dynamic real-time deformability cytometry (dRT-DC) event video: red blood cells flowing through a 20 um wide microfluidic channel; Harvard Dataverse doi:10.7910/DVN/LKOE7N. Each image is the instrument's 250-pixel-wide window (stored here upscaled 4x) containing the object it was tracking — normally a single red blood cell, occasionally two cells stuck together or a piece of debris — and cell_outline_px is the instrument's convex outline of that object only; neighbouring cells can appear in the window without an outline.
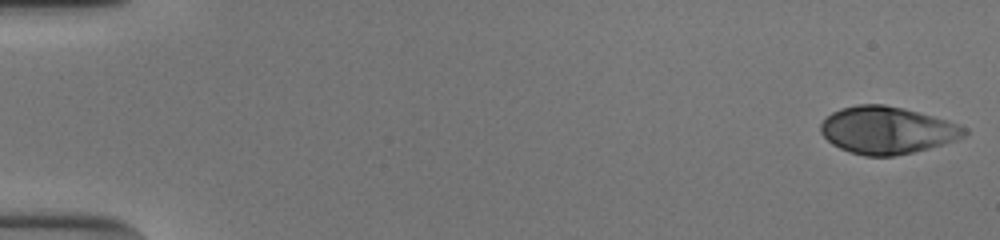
{"species": "human", "species_latin": "Homo sapiens", "temperature_condition": "cold", "stored_images_in_passage": 53, "camera_frame_rate_fps": 3000, "um_per_image_px": 0.085, "donor": {"sex": "male"}, "frame": {"image": 1, "passage_image": 1, "time_ms": 0.0, "image_size_px": [1000, 240], "cell_outline_px": [[968, 132], [964, 136], [944, 144], [912, 152], [892, 156], [864, 156], [848, 152], [832, 144], [820, 132], [820, 124], [832, 112], [840, 108], [856, 104], [884, 104], [904, 108], [932, 116], [968, 128]], "centroid_in_image_um": [75.37, 11.06], "position_along_channel_um": 9.6, "area_um2": 39.42}}
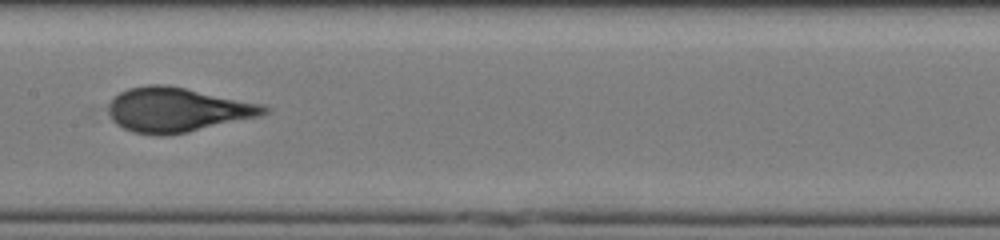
{"frame": {"image": 2, "passage_image": 28, "time_ms": 9.0, "image_size_px": [1000, 240], "cell_outline_px": [[272, 108], [268, 112], [260, 116], [188, 132], [164, 136], [156, 136], [132, 132], [116, 124], [112, 120], [108, 112], [108, 104], [120, 92], [128, 88], [148, 84], [164, 84], [264, 104]], "centroid_in_image_um": [15.06, 9.34], "position_along_channel_um": 192.3, "area_um2": 40.4}}
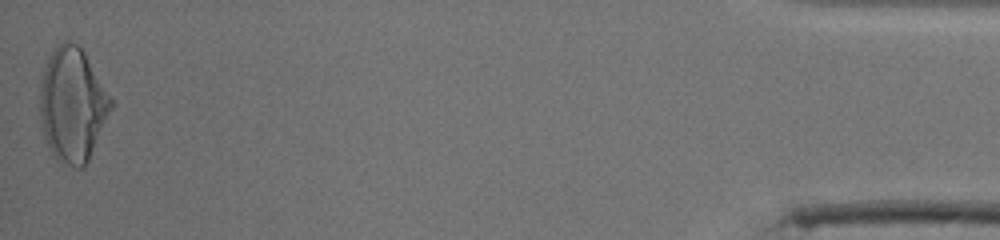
{"frame": {"image": 3, "passage_image": 53, "time_ms": 17.333, "image_size_px": [1000, 240], "cell_outline_px": [[116, 104], [88, 160], [80, 168], [76, 168], [56, 160], [44, 136], [40, 120], [40, 88], [44, 68], [48, 56], [60, 40], [68, 40], [76, 44], [84, 52]], "centroid_in_image_um": [6.18, 8.89], "position_along_channel_um": 429.0, "area_um2": 47.51}, "authors_computed_cell_mechanics": {"area_um2": 39.2462, "velocity_mm_per_s": 3.8639, "shape_relaxation_time_tau1_ms": 4.2562, "shape_relaxation_time_tau2_ms": null, "deformation_change_tau1": 0.2209, "deformation_change_tau2": null}}